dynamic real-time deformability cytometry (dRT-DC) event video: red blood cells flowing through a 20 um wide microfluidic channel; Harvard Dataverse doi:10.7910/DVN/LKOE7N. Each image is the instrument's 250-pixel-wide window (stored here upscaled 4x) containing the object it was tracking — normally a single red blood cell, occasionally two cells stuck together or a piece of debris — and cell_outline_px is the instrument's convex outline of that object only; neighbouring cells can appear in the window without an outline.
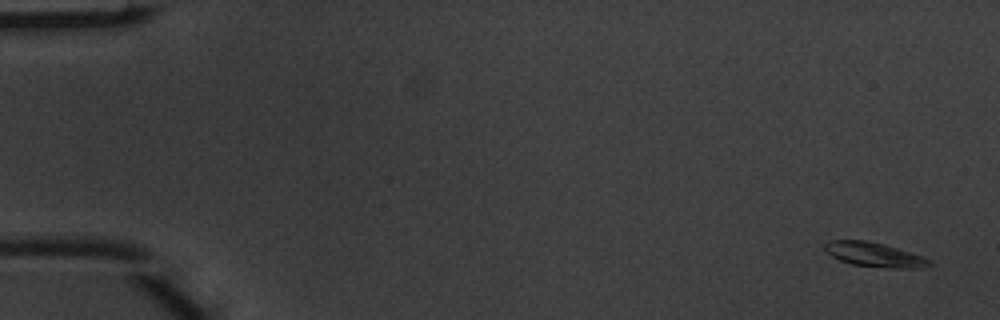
{"species": "common noctule bat (a hibernating species)", "species_latin": "Nyctalus noctula", "temperature_condition": "warm", "stored_images_in_passage": 4, "camera_frame_rate_fps": 3000, "um_per_image_px": 0.085, "animal": {"sex": "male", "body_mass_g": 20.1, "forearm_length_mm": 53.5}, "frame": {"image": 1, "passage_image": 1, "time_ms": 0.0, "image_size_px": [1000, 320], "cell_outline_px": [[932, 264], [920, 268], [888, 268], [852, 264], [840, 260], [832, 256], [824, 248], [824, 244], [828, 240], [864, 240], [884, 244], [920, 256], [928, 260]], "centroid_in_image_um": [74.26, 21.64], "position_along_channel_um": 10.7, "area_um2": 14.51}}